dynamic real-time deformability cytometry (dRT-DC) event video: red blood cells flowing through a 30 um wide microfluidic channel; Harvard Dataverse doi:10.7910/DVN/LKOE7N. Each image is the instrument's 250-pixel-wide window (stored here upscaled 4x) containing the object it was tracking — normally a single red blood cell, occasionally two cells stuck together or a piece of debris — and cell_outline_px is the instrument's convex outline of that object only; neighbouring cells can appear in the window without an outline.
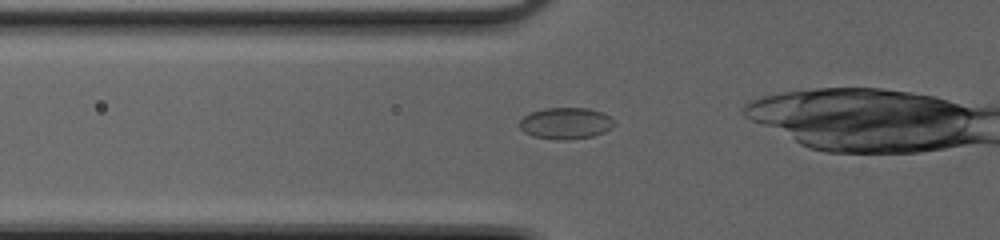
{"species": "common noctule bat (a hibernating species)", "species_latin": "Nyctalus noctula", "temperature_condition": "cold", "stored_images_in_passage": 24, "camera_frame_rate_fps": 3000, "um_per_image_px": 0.085, "animal": {"sex": "female", "body_mass_g": 20.0, "forearm_length_mm": 54.0}, "frame": {"image": 1, "passage_image": 10, "time_ms": 3.0, "image_size_px": [1000, 240], "cell_outline_px": [[616, 124], [612, 128], [604, 132], [592, 136], [564, 140], [556, 140], [532, 136], [524, 132], [520, 128], [520, 120], [524, 116], [532, 112], [544, 108], [588, 108], [604, 112]], "centroid_in_image_um": [48.09, 10.48], "position_along_channel_um": 77.7, "area_um2": 17.4}}
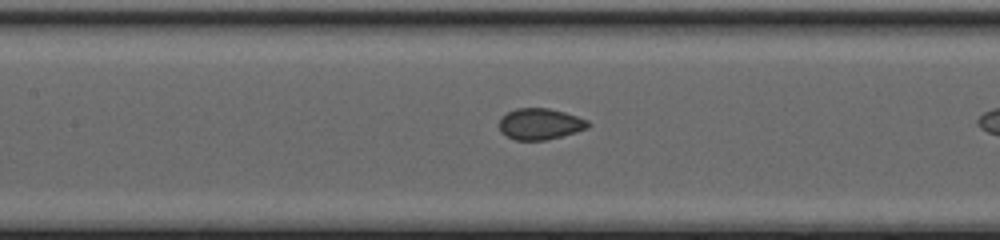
{"frame": {"image": 2, "passage_image": 16, "time_ms": 5.0, "image_size_px": [1000, 240], "cell_outline_px": [[592, 124], [588, 128], [576, 132], [548, 140], [516, 140], [500, 132], [500, 116], [516, 108], [548, 108], [564, 112], [588, 120]], "centroid_in_image_um": [45.92, 10.54], "position_along_channel_um": 161.5, "area_um2": 16.24}}
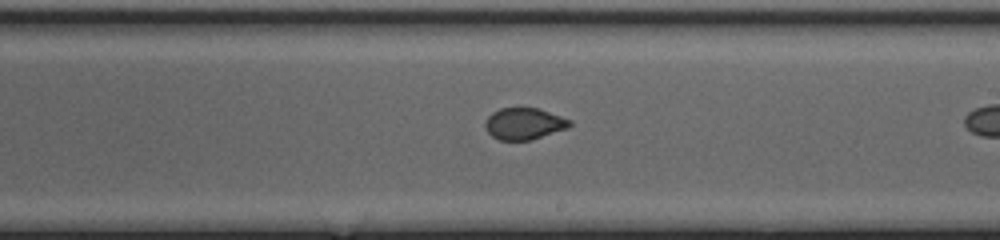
{"frame": {"image": 3, "passage_image": 22, "time_ms": 7.0, "image_size_px": [1000, 240], "cell_outline_px": [[572, 124], [568, 128], [532, 140], [500, 140], [492, 136], [484, 128], [484, 120], [492, 112], [500, 108], [540, 108], [572, 120]], "centroid_in_image_um": [44.55, 10.51], "position_along_channel_um": 244.5, "area_um2": 15.84}}